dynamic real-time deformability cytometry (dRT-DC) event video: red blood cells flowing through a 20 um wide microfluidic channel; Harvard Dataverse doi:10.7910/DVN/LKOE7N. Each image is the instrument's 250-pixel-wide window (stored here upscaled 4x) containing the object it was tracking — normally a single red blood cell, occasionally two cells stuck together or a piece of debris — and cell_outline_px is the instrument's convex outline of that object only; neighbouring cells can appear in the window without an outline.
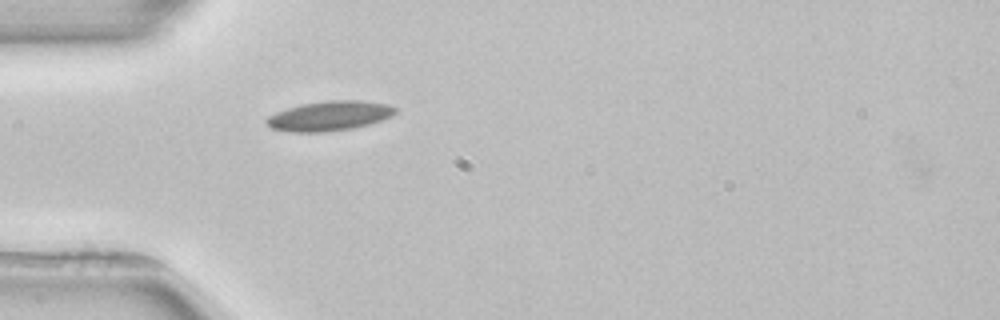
{"species": "common noctule bat (a hibernating species)", "species_latin": "Nyctalus noctula", "temperature_condition": "room temperature", "stored_images_in_passage": 3, "camera_frame_rate_fps": 3000, "um_per_image_px": 0.085, "animal": {"sex": "female", "body_mass_g": 22.7, "forearm_length_mm": 54.2}, "frame": {"image": 1, "passage_image": 3, "time_ms": 3.0, "image_size_px": [1000, 320], "cell_outline_px": [[396, 112], [392, 116], [368, 124], [352, 128], [324, 132], [292, 132], [272, 128], [264, 120], [268, 116], [276, 112], [288, 108], [304, 104], [328, 100], [360, 100], [388, 104], [396, 108]], "centroid_in_image_um": [28.01, 9.85], "position_along_channel_um": 57.0, "area_um2": 22.08}}